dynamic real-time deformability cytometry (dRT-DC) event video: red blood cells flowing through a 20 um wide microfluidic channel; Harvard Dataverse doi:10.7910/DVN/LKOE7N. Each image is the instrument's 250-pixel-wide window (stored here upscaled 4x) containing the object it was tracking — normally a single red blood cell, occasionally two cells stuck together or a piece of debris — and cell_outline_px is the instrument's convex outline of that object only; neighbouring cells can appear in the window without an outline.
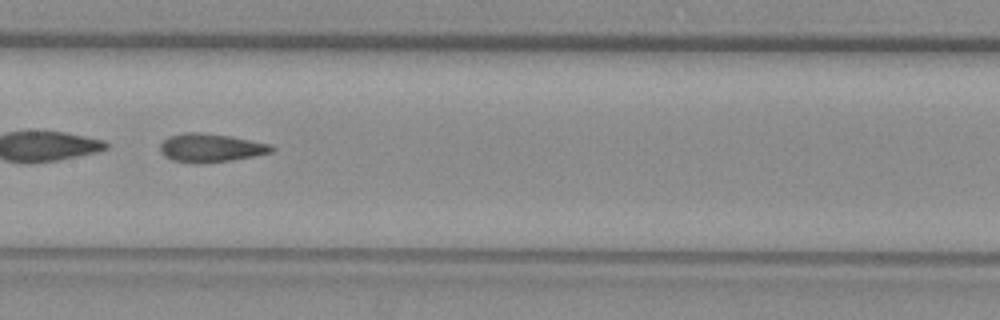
{"species": "common noctule bat (a hibernating species)", "species_latin": "Nyctalus noctula", "temperature_condition": "warm", "stored_images_in_passage": 37, "camera_frame_rate_fps": 3000, "um_per_image_px": 0.085, "animal": {"sex": "female", "body_mass_g": 29.2, "forearm_length_mm": 56.3}, "frame": {"image": 1, "passage_image": 11, "time_ms": 3.333, "image_size_px": [1000, 320], "cell_outline_px": [[276, 148], [272, 152], [232, 160], [172, 160], [164, 156], [160, 152], [160, 144], [168, 136], [184, 132], [200, 132], [228, 136], [268, 144]], "centroid_in_image_um": [17.88, 12.51], "position_along_channel_um": 189.5, "area_um2": 17.51}, "authors_computed_cell_mechanics": {"area_um2": 18.2648, "velocity_mm_per_s": 3.7604, "shape_relaxation_time_tau1_ms": null, "shape_relaxation_time_tau2_ms": 2.5859, "deformation_change_tau1": null, "deformation_change_tau2": 0.1192}}